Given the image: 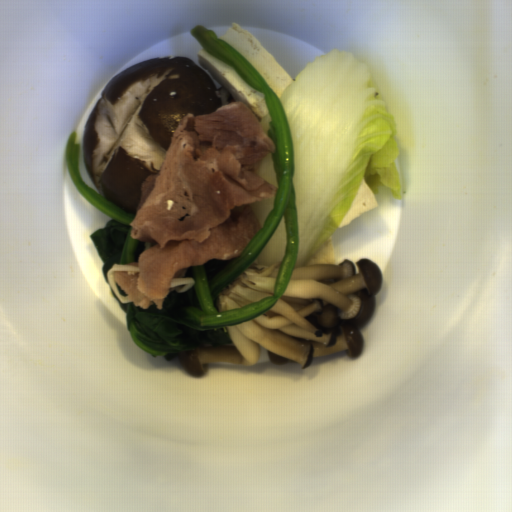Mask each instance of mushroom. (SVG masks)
I'll list each match as a JSON object with an SVG mask.
<instances>
[{
  "mask_svg": "<svg viewBox=\"0 0 512 512\" xmlns=\"http://www.w3.org/2000/svg\"><path fill=\"white\" fill-rule=\"evenodd\" d=\"M189 57L161 56L109 79L83 128L82 156L99 195L136 217L140 188L157 175L181 120L223 106Z\"/></svg>",
  "mask_w": 512,
  "mask_h": 512,
  "instance_id": "983e1aa8",
  "label": "mushroom"
}]
</instances>
